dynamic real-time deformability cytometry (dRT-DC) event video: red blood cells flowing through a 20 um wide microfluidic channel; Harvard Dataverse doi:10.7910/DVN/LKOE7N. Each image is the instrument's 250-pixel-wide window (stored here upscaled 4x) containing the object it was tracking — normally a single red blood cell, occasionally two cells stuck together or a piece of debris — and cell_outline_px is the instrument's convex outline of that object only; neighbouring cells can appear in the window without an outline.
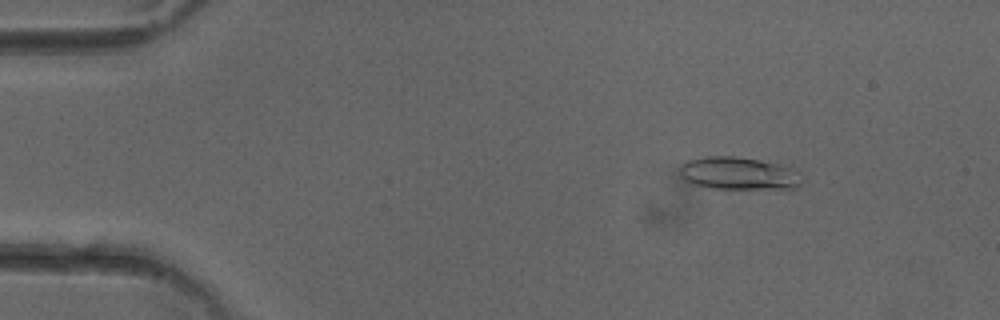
{"species": "common noctule bat (a hibernating species)", "species_latin": "Nyctalus noctula", "temperature_condition": "cold", "stored_images_in_passage": 51, "camera_frame_rate_fps": 3000, "um_per_image_px": 0.085, "animal": {"sex": "female"}, "frame": {"image": 1, "passage_image": 7, "time_ms": 2.0, "image_size_px": [1000, 320], "cell_outline_px": [[800, 184], [796, 188], [712, 188], [696, 184], [684, 180], [680, 176], [680, 164], [688, 160], [704, 156], [732, 156], [760, 160], [792, 168], [800, 172]], "centroid_in_image_um": [62.74, 14.73], "position_along_channel_um": 22.3, "area_um2": 23.0}}
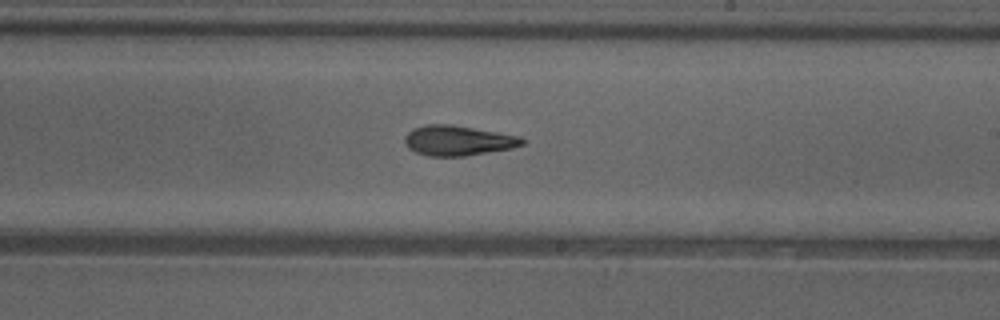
{"frame": {"image": 2, "passage_image": 30, "time_ms": 9.667, "image_size_px": [1000, 320], "cell_outline_px": [[528, 140], [524, 144], [512, 148], [464, 156], [428, 156], [416, 152], [408, 148], [404, 144], [404, 136], [412, 128], [424, 124], [452, 124], [520, 136]], "centroid_in_image_um": [38.91, 11.94], "position_along_channel_um": 250.1, "area_um2": 20.81}}
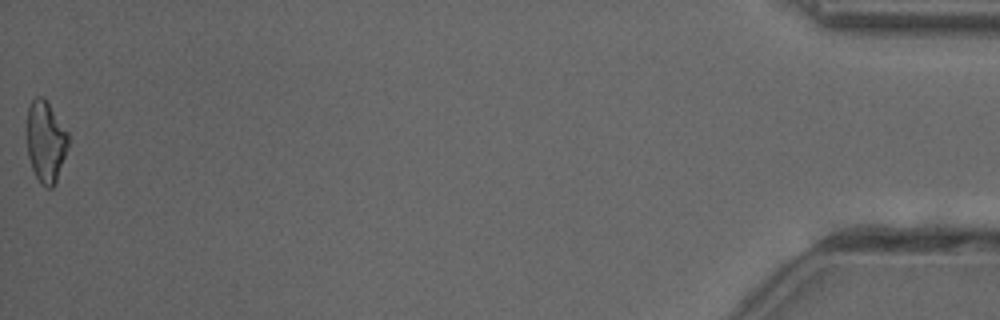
{"frame": {"image": 3, "passage_image": 51, "time_ms": 16.667, "image_size_px": [1000, 320], "cell_outline_px": [[68, 148], [56, 184], [52, 188], [44, 188], [40, 184], [32, 168], [28, 156], [24, 128], [28, 108], [32, 100], [36, 96], [44, 96], [68, 132]], "centroid_in_image_um": [3.85, 12.03], "position_along_channel_um": 431.3, "area_um2": 20.4}, "authors_computed_cell_mechanics": {"area_um2": 20.4034, "velocity_mm_per_s": 4.0541, "shape_relaxation_time_tau1_ms": 5.2969, "shape_relaxation_time_tau2_ms": 3.5736, "deformation_change_tau1": 0.1599, "deformation_change_tau2": 0.136}}